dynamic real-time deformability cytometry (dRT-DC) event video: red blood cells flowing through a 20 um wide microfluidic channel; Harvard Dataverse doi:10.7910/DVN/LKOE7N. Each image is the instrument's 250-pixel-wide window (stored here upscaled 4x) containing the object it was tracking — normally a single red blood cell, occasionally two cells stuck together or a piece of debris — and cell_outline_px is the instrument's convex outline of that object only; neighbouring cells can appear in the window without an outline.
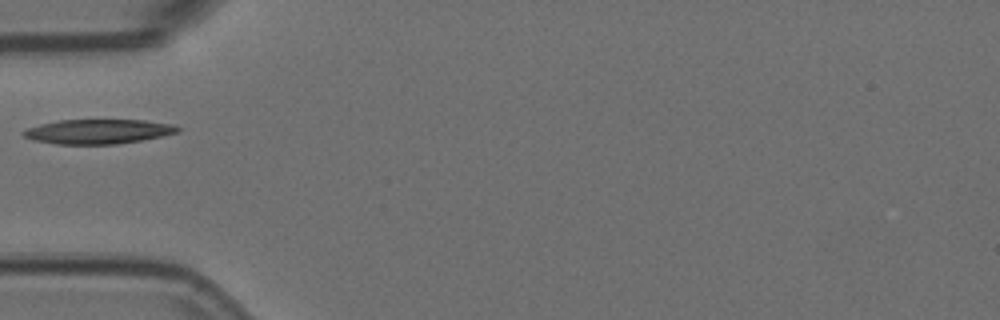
{"species": "Egyptian fruit bat (a non-hibernating species)", "species_latin": "Rousettus aegyptiacus", "temperature_condition": "room temperature", "stored_images_in_passage": 4, "camera_frame_rate_fps": 3000, "um_per_image_px": 0.085, "animal": {"sex": "female"}, "frame": {"image": 1, "passage_image": 3, "time_ms": 0.667, "image_size_px": [1000, 320], "cell_outline_px": [[180, 128], [176, 132], [160, 136], [140, 140], [116, 144], [56, 144], [32, 140], [24, 136], [20, 132], [28, 128], [40, 124], [60, 120], [144, 120], [176, 124]], "centroid_in_image_um": [8.32, 11.17], "position_along_channel_um": 76.7, "area_um2": 21.96}}
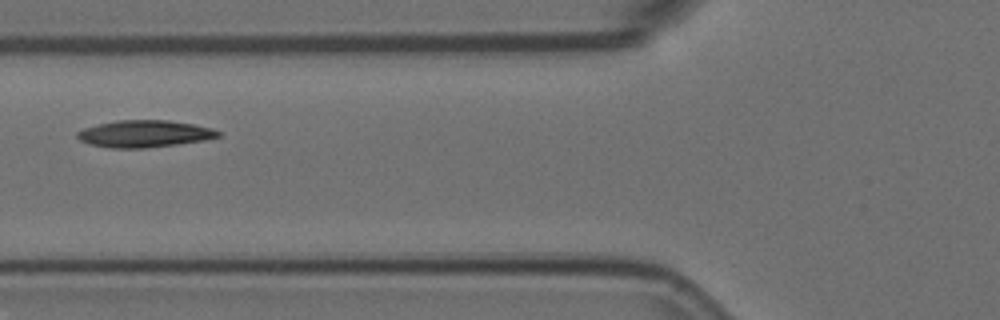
{"frame": {"image": 2, "passage_image": 4, "time_ms": 1.0, "image_size_px": [1000, 320], "cell_outline_px": [[220, 136], [204, 140], [176, 144], [144, 148], [112, 148], [88, 144], [80, 140], [76, 136], [76, 132], [84, 128], [116, 120], [168, 120], [192, 124], [212, 128], [220, 132]], "centroid_in_image_um": [12.25, 11.37], "position_along_channel_um": 113.6, "area_um2": 22.02}}